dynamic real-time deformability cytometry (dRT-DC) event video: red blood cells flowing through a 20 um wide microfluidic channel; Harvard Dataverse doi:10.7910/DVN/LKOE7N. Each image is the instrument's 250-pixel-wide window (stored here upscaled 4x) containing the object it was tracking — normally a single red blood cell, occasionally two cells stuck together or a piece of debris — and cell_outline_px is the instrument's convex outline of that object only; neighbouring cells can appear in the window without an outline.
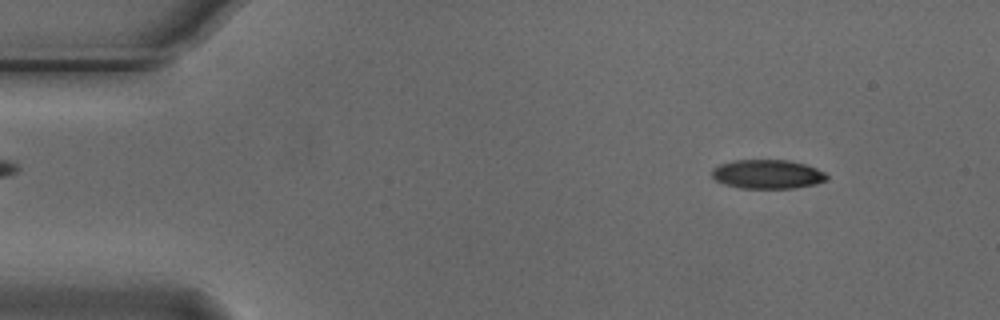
{"species": "Egyptian fruit bat (a non-hibernating species)", "species_latin": "Rousettus aegyptiacus", "temperature_condition": "cold", "stored_images_in_passage": 4, "camera_frame_rate_fps": 3000, "um_per_image_px": 0.085, "animal": {"sex": "male"}, "frame": {"image": 1, "passage_image": 1, "time_ms": 0.0, "image_size_px": [1000, 320], "cell_outline_px": [[828, 176], [824, 180], [816, 184], [796, 188], [740, 188], [724, 184], [716, 180], [712, 176], [712, 168], [720, 164], [732, 160], [788, 160], [804, 164], [816, 168], [824, 172]], "centroid_in_image_um": [65.21, 14.8], "position_along_channel_um": 19.8, "area_um2": 19.42}}
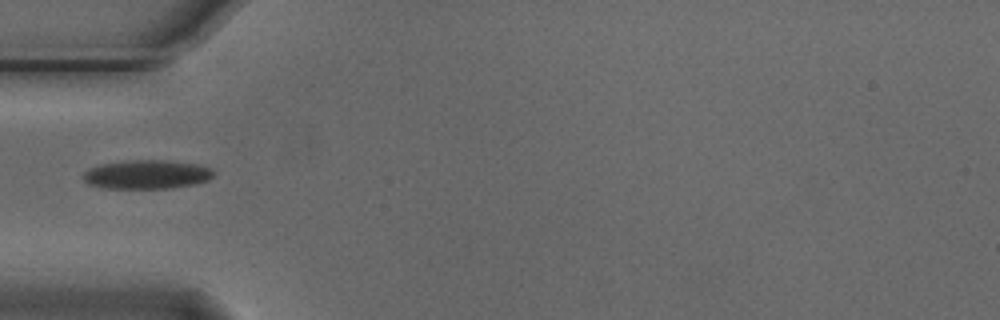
{"frame": {"image": 2, "passage_image": 4, "time_ms": 1.0, "image_size_px": [1000, 320], "cell_outline_px": [[216, 172], [208, 180], [196, 184], [172, 188], [104, 188], [88, 184], [80, 176], [88, 168], [100, 164], [124, 160], [172, 160], [196, 164], [212, 168]], "centroid_in_image_um": [12.47, 14.82], "position_along_channel_um": 72.5, "area_um2": 22.37}}